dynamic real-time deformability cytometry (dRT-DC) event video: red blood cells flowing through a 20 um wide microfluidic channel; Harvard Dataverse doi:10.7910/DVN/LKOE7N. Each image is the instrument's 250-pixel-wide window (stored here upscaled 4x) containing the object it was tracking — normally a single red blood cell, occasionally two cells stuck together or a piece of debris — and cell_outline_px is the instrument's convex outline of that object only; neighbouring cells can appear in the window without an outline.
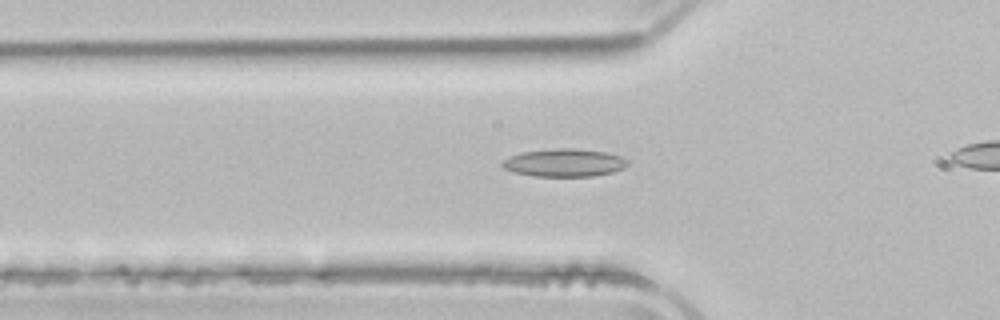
{"species": "common noctule bat (a hibernating species)", "species_latin": "Nyctalus noctula", "temperature_condition": "room temperature", "stored_images_in_passage": 39, "camera_frame_rate_fps": 3000, "um_per_image_px": 0.085, "animal": {"sex": "male", "body_mass_g": 21.5, "forearm_length_mm": 52.0}, "frame": {"image": 1, "passage_image": 14, "time_ms": 4.333, "image_size_px": [1000, 320], "cell_outline_px": [[628, 164], [624, 168], [612, 172], [592, 176], [532, 176], [516, 172], [504, 168], [500, 164], [504, 160], [520, 152], [556, 148], [576, 148], [604, 152], [620, 156], [628, 160]], "centroid_in_image_um": [47.97, 13.83], "position_along_channel_um": 77.8, "area_um2": 20.23}}
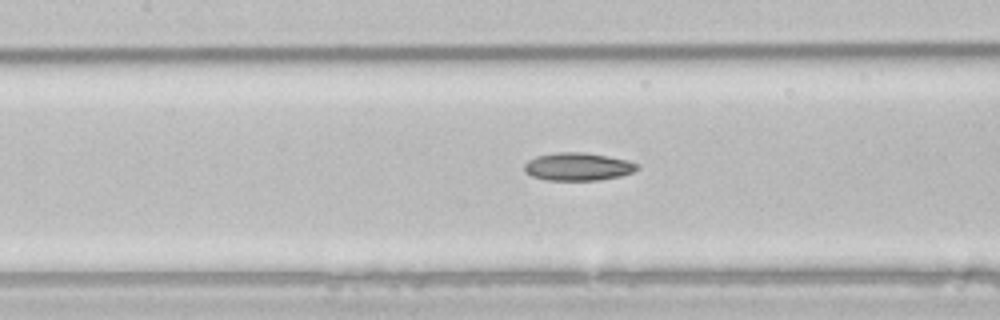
{"frame": {"image": 2, "passage_image": 20, "time_ms": 6.333, "image_size_px": [1000, 320], "cell_outline_px": [[640, 168], [632, 172], [620, 176], [600, 180], [548, 180], [532, 176], [524, 172], [524, 164], [528, 160], [536, 156], [556, 152], [584, 152], [608, 156], [628, 160], [636, 164]], "centroid_in_image_um": [49.1, 14.16], "position_along_channel_um": 158.3, "area_um2": 18.38}}
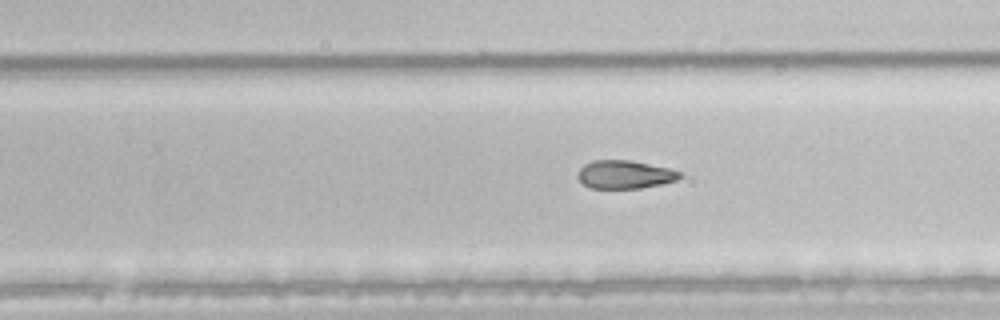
{"frame": {"image": 3, "passage_image": 29, "time_ms": 9.333, "image_size_px": [1000, 320], "cell_outline_px": [[684, 176], [676, 180], [660, 184], [640, 188], [592, 188], [584, 184], [576, 176], [580, 168], [584, 164], [592, 160], [632, 160], [668, 168], [680, 172]], "centroid_in_image_um": [53.1, 14.82], "position_along_channel_um": 276.7, "area_um2": 16.76}}